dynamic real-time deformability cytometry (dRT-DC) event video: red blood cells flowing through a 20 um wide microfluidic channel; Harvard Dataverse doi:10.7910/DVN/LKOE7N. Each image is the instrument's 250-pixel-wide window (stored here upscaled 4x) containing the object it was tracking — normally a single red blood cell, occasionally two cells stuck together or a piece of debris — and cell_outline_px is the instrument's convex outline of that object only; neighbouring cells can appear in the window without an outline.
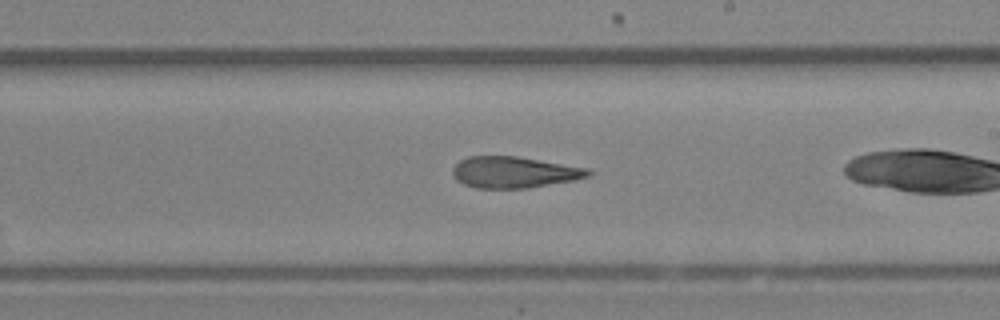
{"species": "Egyptian fruit bat (a non-hibernating species)", "species_latin": "Rousettus aegyptiacus", "temperature_condition": "room temperature", "stored_images_in_passage": 21, "camera_frame_rate_fps": 3000, "um_per_image_px": 0.085, "animal": {"sex": "female"}, "frame": {"image": 1, "passage_image": 12, "time_ms": 3.667, "image_size_px": [1000, 320], "cell_outline_px": [[592, 172], [588, 176], [572, 180], [528, 188], [476, 188], [464, 184], [456, 180], [452, 172], [452, 168], [460, 160], [468, 156], [516, 156], [588, 168]], "centroid_in_image_um": [43.66, 14.64], "position_along_channel_um": 245.3, "area_um2": 24.57}}
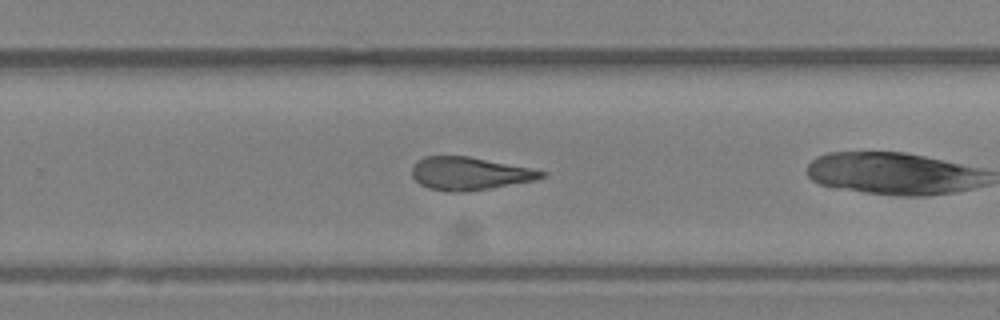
{"frame": {"image": 2, "passage_image": 15, "time_ms": 4.667, "image_size_px": [1000, 320], "cell_outline_px": [[548, 176], [536, 180], [488, 188], [456, 192], [448, 192], [428, 188], [420, 184], [412, 176], [412, 168], [416, 160], [424, 156], [468, 156], [532, 168], [548, 172]], "centroid_in_image_um": [39.92, 14.74], "position_along_channel_um": 289.9, "area_um2": 24.85}}